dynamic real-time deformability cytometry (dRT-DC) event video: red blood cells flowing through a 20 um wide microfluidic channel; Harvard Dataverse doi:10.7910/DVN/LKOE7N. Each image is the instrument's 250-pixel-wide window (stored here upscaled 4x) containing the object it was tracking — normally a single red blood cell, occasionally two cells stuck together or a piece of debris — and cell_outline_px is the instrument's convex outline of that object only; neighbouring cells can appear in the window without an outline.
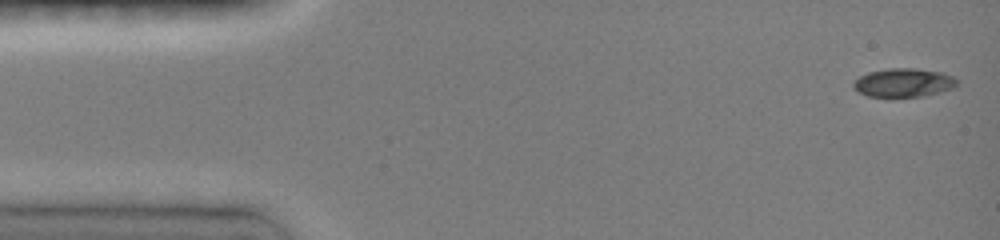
{"species": "common noctule bat (a hibernating species)", "species_latin": "Nyctalus noctula", "temperature_condition": "room temperature", "stored_images_in_passage": 46, "camera_frame_rate_fps": 3000, "um_per_image_px": 0.085, "animal": {"sex": "female", "body_mass_g": 19.0, "forearm_length_mm": 51.5}, "frame": {"image": 1, "passage_image": 1, "time_ms": 0.0, "image_size_px": [1000, 240], "cell_outline_px": [[960, 84], [952, 88], [920, 96], [868, 96], [856, 92], [852, 88], [852, 84], [860, 76], [868, 72], [888, 68], [916, 68], [944, 72], [952, 76]], "centroid_in_image_um": [76.78, 7.01], "position_along_channel_um": 8.2, "area_um2": 17.22}}
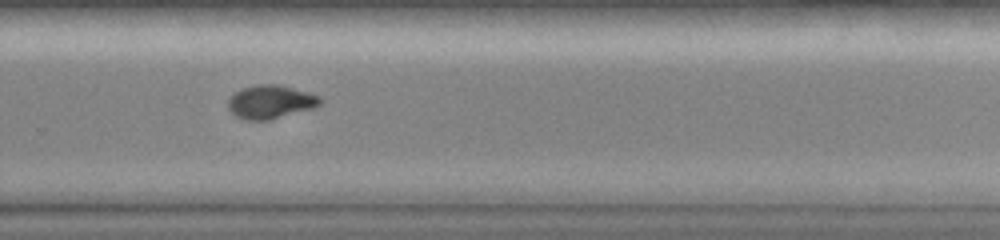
{"frame": {"image": 2, "passage_image": 31, "time_ms": 10.0, "image_size_px": [1000, 240], "cell_outline_px": [[324, 100], [320, 104], [312, 108], [268, 120], [244, 120], [236, 116], [228, 108], [228, 100], [236, 92], [244, 88], [256, 84], [276, 84], [308, 92], [320, 96]], "centroid_in_image_um": [23.0, 8.66], "position_along_channel_um": 306.8, "area_um2": 17.74}}
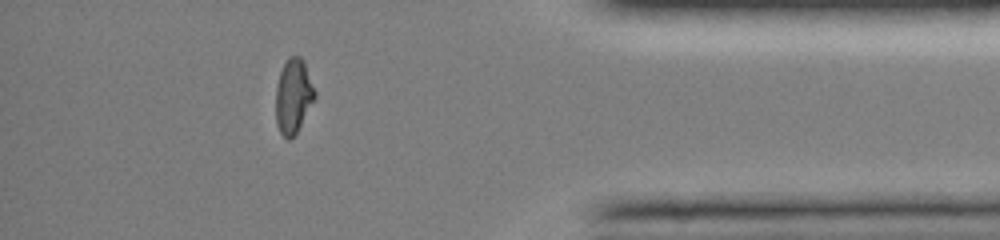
{"frame": {"image": 3, "passage_image": 40, "time_ms": 13.0, "image_size_px": [1000, 240], "cell_outline_px": [[316, 96], [296, 132], [288, 140], [280, 132], [276, 124], [276, 84], [280, 72], [288, 56], [300, 56], [304, 60], [316, 92]], "centroid_in_image_um": [24.93, 8.12], "position_along_channel_um": 410.3, "area_um2": 16.82}, "authors_computed_cell_mechanics": {"area_um2": 17.8024, "velocity_mm_per_s": 4.1381, "shape_relaxation_time_tau1_ms": null, "shape_relaxation_time_tau2_ms": 1.3883, "deformation_change_tau1": null, "deformation_change_tau2": 0.0412}}